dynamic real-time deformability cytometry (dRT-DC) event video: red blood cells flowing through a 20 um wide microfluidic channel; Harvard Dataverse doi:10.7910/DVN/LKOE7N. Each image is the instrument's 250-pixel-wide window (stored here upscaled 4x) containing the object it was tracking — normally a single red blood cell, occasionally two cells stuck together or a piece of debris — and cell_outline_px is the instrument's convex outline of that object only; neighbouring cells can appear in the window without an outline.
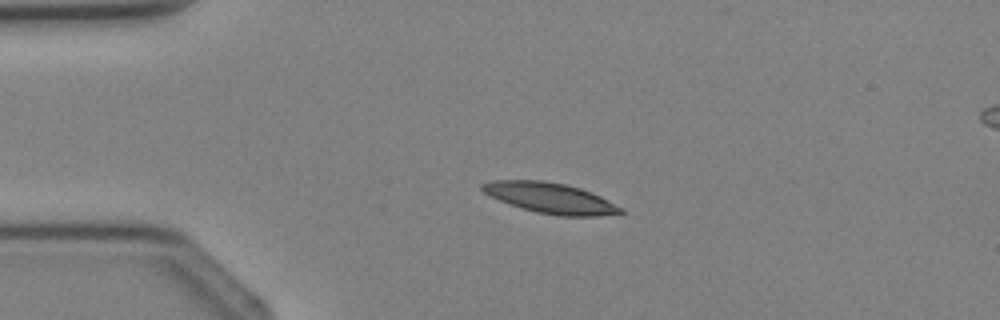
{"species": "Egyptian fruit bat (a non-hibernating species)", "species_latin": "Rousettus aegyptiacus", "temperature_condition": "cold", "stored_images_in_passage": 2, "camera_frame_rate_fps": 3000, "um_per_image_px": 0.085, "animal": {"sex": "female"}, "frame": {"image": 1, "passage_image": 2, "time_ms": 1.0, "image_size_px": [1000, 320], "cell_outline_px": [[624, 212], [600, 216], [560, 216], [536, 212], [520, 208], [500, 200], [484, 192], [480, 188], [480, 184], [492, 180], [544, 180], [564, 184], [580, 188], [592, 192], [624, 208]], "centroid_in_image_um": [46.79, 16.83], "position_along_channel_um": 38.2, "area_um2": 24.62}}